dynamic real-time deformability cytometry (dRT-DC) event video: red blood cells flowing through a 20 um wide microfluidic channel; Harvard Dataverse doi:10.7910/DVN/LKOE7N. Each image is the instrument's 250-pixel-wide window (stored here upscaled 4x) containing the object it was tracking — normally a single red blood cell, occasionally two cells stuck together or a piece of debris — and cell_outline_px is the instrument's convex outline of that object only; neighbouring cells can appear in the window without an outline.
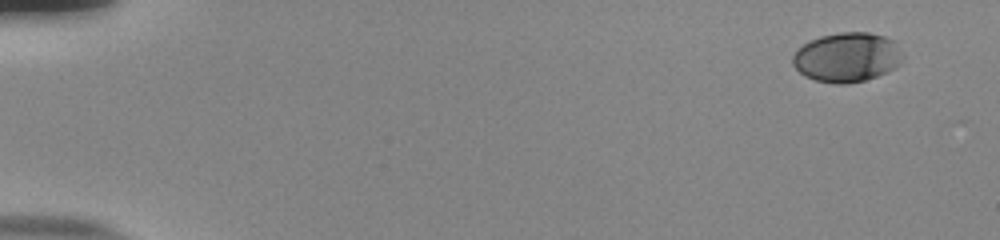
{"species": "human", "species_latin": "Homo sapiens", "temperature_condition": "room temperature", "stored_images_in_passage": 52, "camera_frame_rate_fps": 3000, "um_per_image_px": 0.085, "donor": {"sex": "male"}, "frame": {"image": 1, "passage_image": 1, "time_ms": 0.0, "image_size_px": [1000, 240], "cell_outline_px": [[904, 56], [900, 64], [896, 68], [876, 76], [864, 80], [844, 84], [836, 84], [816, 80], [804, 76], [792, 64], [792, 56], [796, 48], [808, 40], [820, 36], [840, 32], [868, 32], [884, 36], [896, 40], [904, 52]], "centroid_in_image_um": [72.02, 4.85], "position_along_channel_um": 13.0, "area_um2": 32.31}}
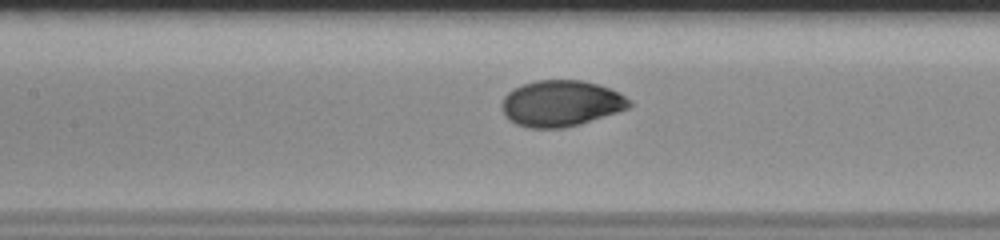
{"frame": {"image": 2, "passage_image": 25, "time_ms": 8.0, "image_size_px": [1000, 240], "cell_outline_px": [[632, 104], [628, 108], [580, 124], [564, 128], [528, 128], [516, 124], [504, 116], [500, 104], [504, 96], [512, 88], [536, 80], [580, 80], [596, 84], [620, 92], [632, 100]], "centroid_in_image_um": [47.66, 8.79], "position_along_channel_um": 159.7, "area_um2": 34.39}}
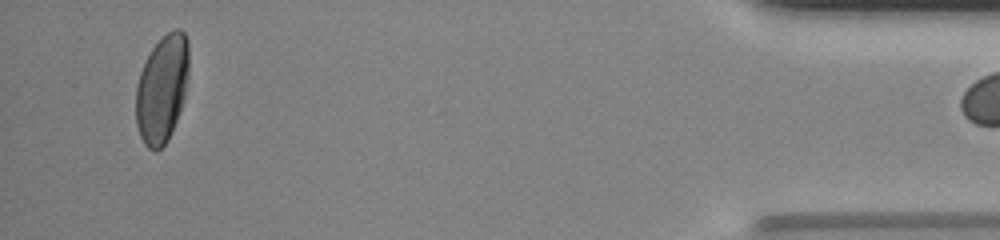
{"frame": {"image": 3, "passage_image": 51, "time_ms": 16.667, "image_size_px": [1000, 240], "cell_outline_px": [[188, 76], [184, 96], [172, 132], [168, 140], [156, 152], [148, 148], [144, 144], [140, 136], [136, 124], [136, 84], [140, 72], [152, 48], [168, 32], [176, 28], [180, 28], [184, 32], [188, 40]], "centroid_in_image_um": [13.77, 7.56], "position_along_channel_um": 421.4, "area_um2": 33.12}}